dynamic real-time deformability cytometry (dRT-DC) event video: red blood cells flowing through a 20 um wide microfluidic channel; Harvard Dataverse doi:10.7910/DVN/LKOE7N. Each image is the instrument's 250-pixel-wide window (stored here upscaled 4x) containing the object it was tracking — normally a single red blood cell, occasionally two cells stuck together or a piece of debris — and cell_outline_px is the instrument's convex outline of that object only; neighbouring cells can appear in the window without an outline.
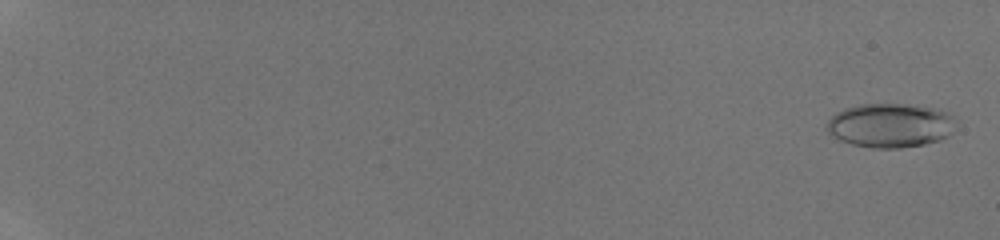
{"species": "human", "species_latin": "Homo sapiens", "temperature_condition": "room temperature", "stored_images_in_passage": 48, "camera_frame_rate_fps": 3000, "um_per_image_px": 0.085, "donor": {"sex": "male"}, "frame": {"image": 1, "passage_image": 2, "time_ms": 0.333, "image_size_px": [1000, 240], "cell_outline_px": [[952, 132], [948, 136], [940, 140], [924, 144], [900, 148], [872, 148], [852, 144], [840, 140], [832, 136], [828, 132], [824, 124], [836, 112], [844, 108], [860, 104], [904, 104], [936, 108], [948, 112], [952, 116]], "centroid_in_image_um": [75.62, 10.66], "position_along_channel_um": 9.4, "area_um2": 33.23}}
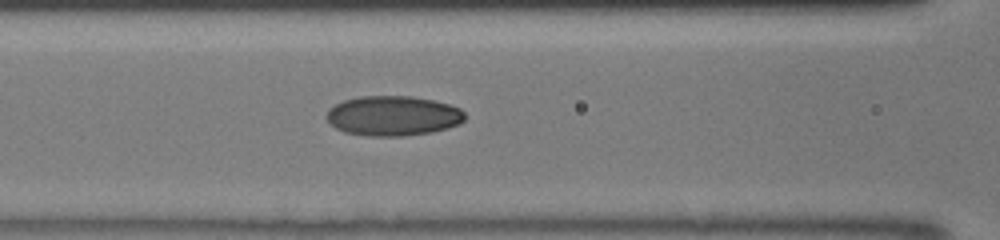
{"frame": {"image": 2, "passage_image": 25, "time_ms": 8.0, "image_size_px": [1000, 240], "cell_outline_px": [[464, 120], [460, 124], [448, 128], [432, 132], [404, 136], [368, 136], [344, 132], [336, 128], [324, 116], [328, 108], [344, 100], [360, 96], [412, 96], [432, 100], [448, 104], [460, 108], [464, 112]], "centroid_in_image_um": [33.39, 9.85], "position_along_channel_um": 133.2, "area_um2": 32.31}}
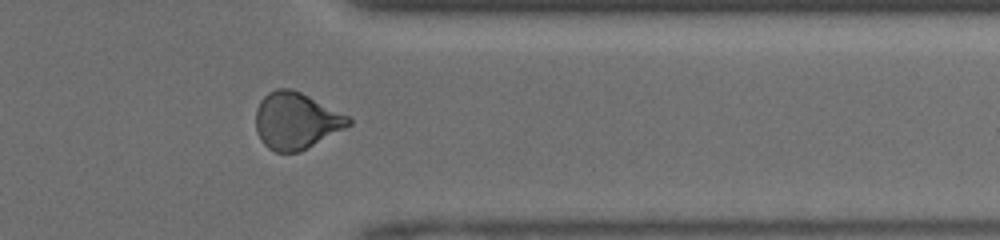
{"frame": {"image": 3, "passage_image": 41, "time_ms": 13.333, "image_size_px": [1000, 240], "cell_outline_px": [[352, 124], [300, 152], [276, 152], [268, 148], [260, 140], [256, 132], [256, 108], [260, 100], [268, 92], [276, 88], [292, 88], [348, 116], [352, 120]], "centroid_in_image_um": [25.13, 10.27], "position_along_channel_um": 386.3, "area_um2": 30.52}}